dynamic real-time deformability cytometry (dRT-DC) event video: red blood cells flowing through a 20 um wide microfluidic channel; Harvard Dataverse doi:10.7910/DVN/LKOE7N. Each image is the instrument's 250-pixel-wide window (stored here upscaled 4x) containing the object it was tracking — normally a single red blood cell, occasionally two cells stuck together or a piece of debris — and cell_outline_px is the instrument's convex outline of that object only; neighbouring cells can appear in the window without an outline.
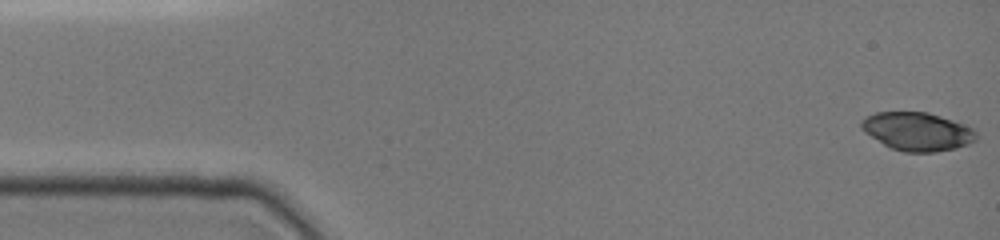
{"species": "common noctule bat (a hibernating species)", "species_latin": "Nyctalus noctula", "temperature_condition": "cold", "stored_images_in_passage": 8, "camera_frame_rate_fps": 3000, "um_per_image_px": 0.085, "animal": {"sex": "female", "body_mass_g": 19.0, "forearm_length_mm": 51.5}, "frame": {"image": 1, "passage_image": 1, "time_ms": 0.0, "image_size_px": [1000, 240], "cell_outline_px": [[976, 140], [968, 144], [956, 148], [936, 152], [904, 152], [892, 148], [884, 144], [864, 132], [860, 128], [860, 120], [876, 112], [928, 112], [968, 124], [976, 128]], "centroid_in_image_um": [78.01, 11.16], "position_along_channel_um": 7.0, "area_um2": 25.95}}
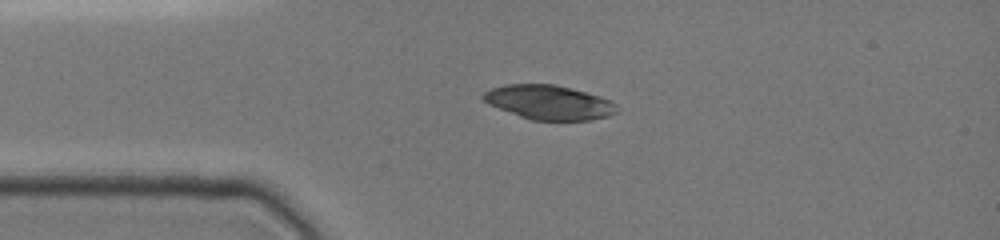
{"frame": {"image": 2, "passage_image": 6, "time_ms": 3.333, "image_size_px": [1000, 240], "cell_outline_px": [[620, 112], [608, 116], [592, 120], [532, 120], [520, 116], [488, 104], [480, 96], [484, 92], [492, 88], [504, 84], [556, 84], [600, 96], [616, 104]], "centroid_in_image_um": [46.68, 8.7], "position_along_channel_um": 38.3, "area_um2": 26.76}}